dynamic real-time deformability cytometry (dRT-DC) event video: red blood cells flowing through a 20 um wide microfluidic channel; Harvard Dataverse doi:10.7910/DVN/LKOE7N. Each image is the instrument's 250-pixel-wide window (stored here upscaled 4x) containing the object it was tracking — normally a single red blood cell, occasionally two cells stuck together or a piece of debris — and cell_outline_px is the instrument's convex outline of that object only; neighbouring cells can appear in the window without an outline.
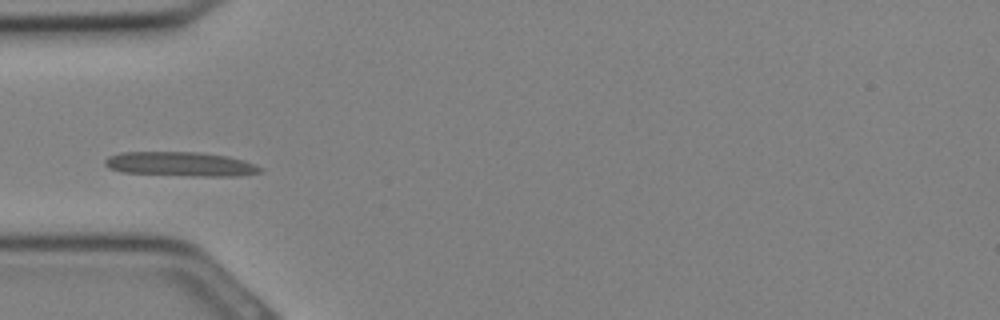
{"species": "Egyptian fruit bat (a non-hibernating species)", "species_latin": "Rousettus aegyptiacus", "temperature_condition": "cold", "stored_images_in_passage": 32, "camera_frame_rate_fps": 3000, "um_per_image_px": 0.085, "animal": {"sex": "female"}, "frame": {"image": 1, "passage_image": 10, "time_ms": 3.0, "image_size_px": [1000, 320], "cell_outline_px": [[264, 168], [260, 172], [236, 176], [192, 176], [120, 172], [108, 168], [104, 164], [104, 160], [108, 156], [120, 152], [200, 152], [228, 156], [244, 160]], "centroid_in_image_um": [15.32, 13.94], "position_along_channel_um": 69.7, "area_um2": 22.2}}
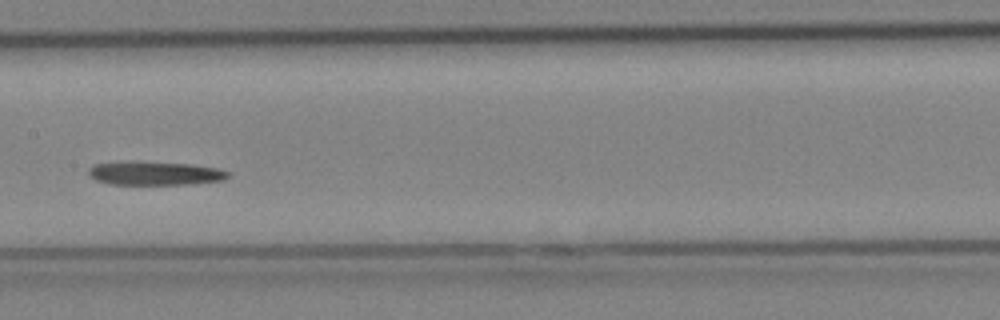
{"frame": {"image": 2, "passage_image": 16, "time_ms": 5.0, "image_size_px": [1000, 320], "cell_outline_px": [[228, 176], [220, 180], [188, 184], [112, 184], [96, 180], [88, 176], [88, 168], [96, 164], [132, 160], [192, 164], [216, 168], [228, 172]], "centroid_in_image_um": [13.08, 14.71], "position_along_channel_um": 194.3, "area_um2": 19.25}}
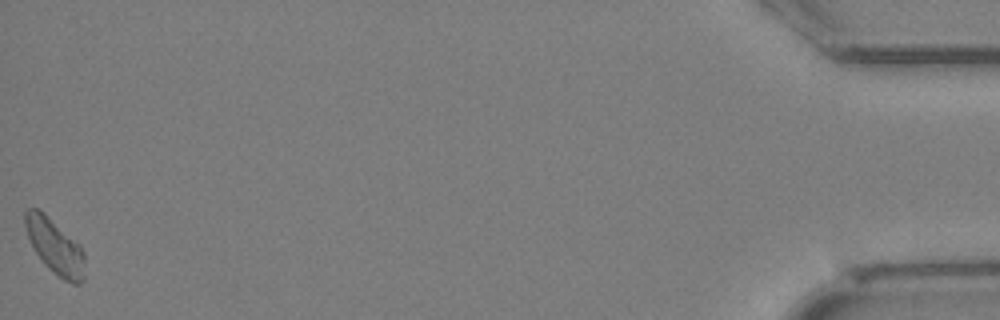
{"frame": {"image": 3, "passage_image": 32, "time_ms": 10.333, "image_size_px": [1000, 320], "cell_outline_px": [[84, 280], [80, 284], [72, 284], [64, 280], [52, 272], [44, 264], [36, 252], [28, 236], [24, 224], [24, 212], [28, 208], [36, 208], [44, 212], [80, 244], [84, 252]], "centroid_in_image_um": [4.69, 20.95], "position_along_channel_um": 430.5, "area_um2": 19.25}}